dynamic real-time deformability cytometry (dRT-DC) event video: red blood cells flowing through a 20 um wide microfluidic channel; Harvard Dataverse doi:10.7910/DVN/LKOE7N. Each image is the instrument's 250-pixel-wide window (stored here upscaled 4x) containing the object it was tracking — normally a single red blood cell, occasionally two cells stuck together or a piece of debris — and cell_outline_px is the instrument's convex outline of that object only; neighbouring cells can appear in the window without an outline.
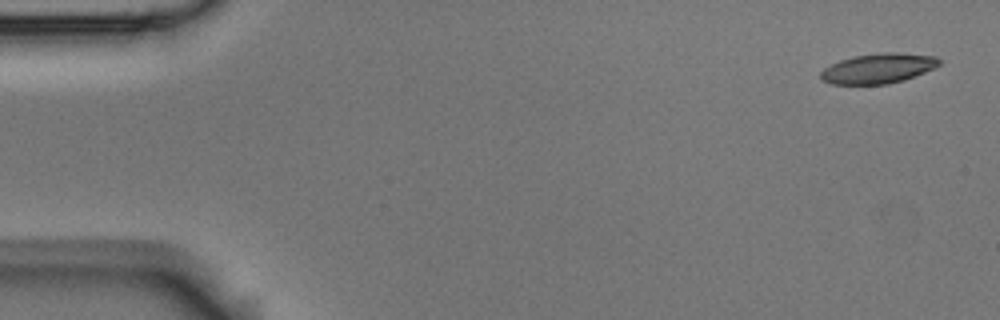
{"species": "Egyptian fruit bat (a non-hibernating species)", "species_latin": "Rousettus aegyptiacus", "temperature_condition": "room temperature", "stored_images_in_passage": 6, "segment_of_instrument_passage": [1, 2], "camera_frame_rate_fps": 3000, "um_per_image_px": 0.085, "animal": {"sex": "male"}, "frame": {"image": 1, "passage_image": 1, "time_ms": 0.0, "image_size_px": [1000, 320], "cell_outline_px": [[940, 64], [936, 68], [904, 80], [888, 84], [832, 84], [820, 80], [820, 72], [824, 68], [840, 60], [852, 56], [880, 52], [896, 52], [936, 56], [940, 60]], "centroid_in_image_um": [74.65, 5.81], "position_along_channel_um": 10.3, "area_um2": 20.92}}
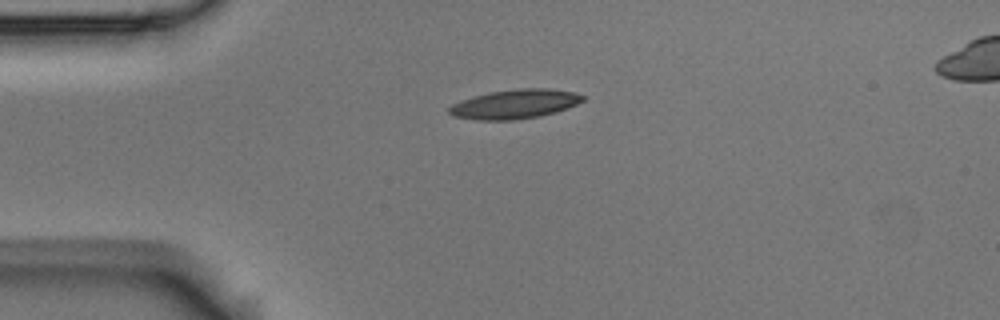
{"frame": {"image": 2, "passage_image": 4, "time_ms": 1.0, "image_size_px": [1000, 320], "cell_outline_px": [[584, 100], [576, 104], [556, 112], [540, 116], [512, 120], [476, 120], [452, 116], [448, 112], [448, 108], [452, 104], [472, 96], [488, 92], [520, 88], [548, 88], [576, 92], [584, 96]], "centroid_in_image_um": [43.74, 8.84], "position_along_channel_um": 41.3, "area_um2": 22.89}}